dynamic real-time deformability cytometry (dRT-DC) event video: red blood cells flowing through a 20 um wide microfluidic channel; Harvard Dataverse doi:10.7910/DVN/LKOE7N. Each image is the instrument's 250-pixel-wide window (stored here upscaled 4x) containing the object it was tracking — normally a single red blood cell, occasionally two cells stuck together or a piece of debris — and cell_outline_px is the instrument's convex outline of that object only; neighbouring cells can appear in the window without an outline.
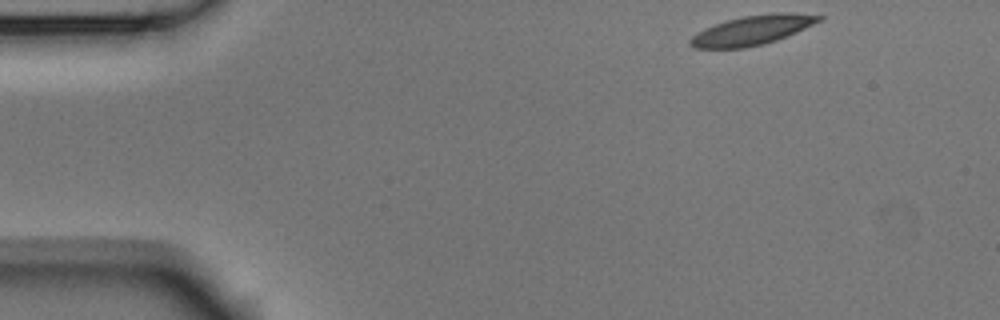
{"species": "Egyptian fruit bat (a non-hibernating species)", "species_latin": "Rousettus aegyptiacus", "temperature_condition": "room temperature", "stored_images_in_passage": 3, "camera_frame_rate_fps": 3000, "um_per_image_px": 0.085, "animal": {"sex": "male"}, "frame": {"image": 1, "passage_image": 1, "time_ms": 0.0, "image_size_px": [1000, 320], "cell_outline_px": [[824, 16], [820, 20], [796, 32], [776, 40], [764, 44], [744, 48], [692, 48], [688, 44], [688, 40], [692, 36], [704, 28], [728, 20], [744, 16], [772, 12], [792, 12]], "centroid_in_image_um": [63.9, 2.57], "position_along_channel_um": 21.1, "area_um2": 21.96}}
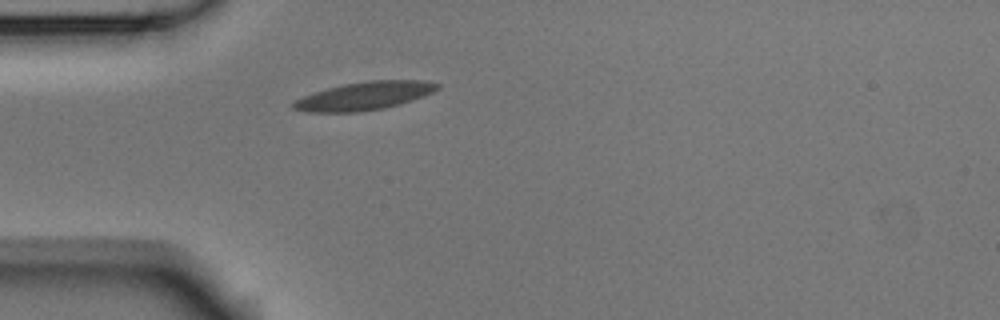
{"frame": {"image": 2, "passage_image": 3, "time_ms": 0.667, "image_size_px": [1000, 320], "cell_outline_px": [[440, 88], [424, 96], [400, 104], [384, 108], [356, 112], [304, 112], [292, 108], [292, 104], [296, 100], [304, 96], [328, 88], [344, 84], [368, 80], [424, 80], [440, 84]], "centroid_in_image_um": [31.0, 8.15], "position_along_channel_um": 54.0, "area_um2": 23.52}}